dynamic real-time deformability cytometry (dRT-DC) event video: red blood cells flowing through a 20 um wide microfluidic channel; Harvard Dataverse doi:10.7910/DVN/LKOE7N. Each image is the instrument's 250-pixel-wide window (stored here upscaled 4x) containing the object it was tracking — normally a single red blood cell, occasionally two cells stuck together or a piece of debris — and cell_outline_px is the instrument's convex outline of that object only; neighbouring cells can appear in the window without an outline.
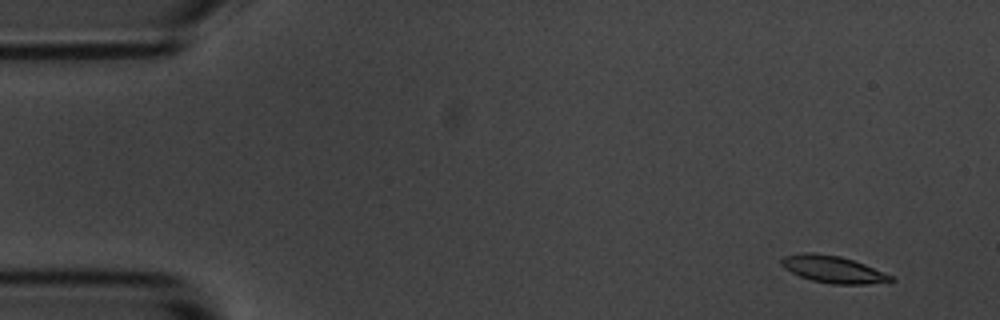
{"species": "common noctule bat (a hibernating species)", "species_latin": "Nyctalus noctula", "temperature_condition": "room temperature", "stored_images_in_passage": 5, "camera_frame_rate_fps": 3000, "um_per_image_px": 0.085, "animal": {"sex": "male", "body_mass_g": 20.1, "forearm_length_mm": 53.5}, "frame": {"image": 1, "passage_image": 2, "time_ms": 1.0, "image_size_px": [1000, 320], "cell_outline_px": [[896, 280], [892, 284], [832, 284], [812, 280], [800, 276], [784, 268], [780, 264], [780, 260], [784, 256], [804, 252], [808, 252], [840, 256], [864, 264], [892, 276]], "centroid_in_image_um": [70.86, 22.91], "position_along_channel_um": 14.1, "area_um2": 17.34}}
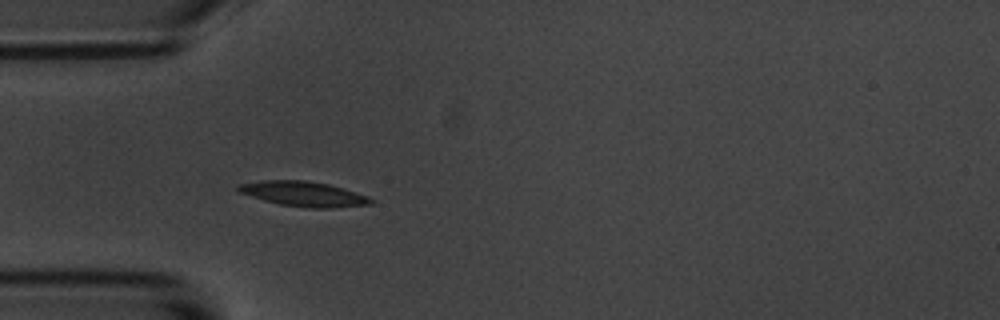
{"frame": {"image": 2, "passage_image": 5, "time_ms": 5.333, "image_size_px": [1000, 320], "cell_outline_px": [[376, 200], [372, 204], [332, 208], [308, 208], [280, 204], [264, 200], [236, 192], [236, 188], [240, 184], [264, 180], [304, 180], [328, 184], [368, 196]], "centroid_in_image_um": [25.81, 16.49], "position_along_channel_um": 59.2, "area_um2": 19.25}}